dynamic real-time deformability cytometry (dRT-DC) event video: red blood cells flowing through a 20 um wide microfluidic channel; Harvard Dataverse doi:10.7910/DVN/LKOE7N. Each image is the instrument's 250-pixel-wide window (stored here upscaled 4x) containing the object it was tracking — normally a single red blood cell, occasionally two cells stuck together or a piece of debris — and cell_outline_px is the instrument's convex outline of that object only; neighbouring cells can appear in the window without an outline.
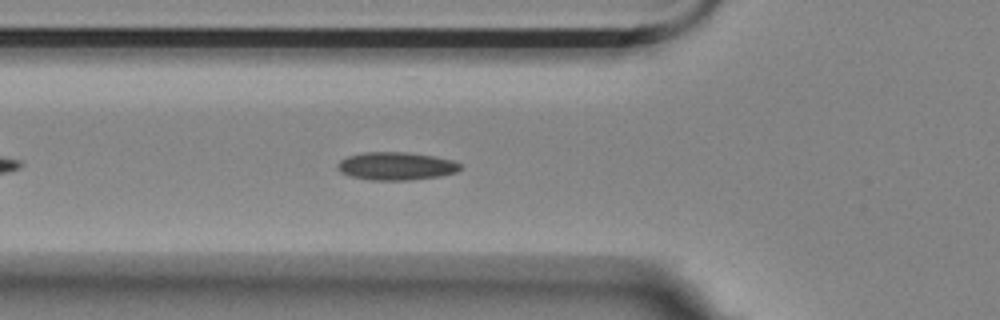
{"species": "Egyptian fruit bat (a non-hibernating species)", "species_latin": "Rousettus aegyptiacus", "temperature_condition": "room temperature", "stored_images_in_passage": 46, "camera_frame_rate_fps": 3000, "um_per_image_px": 0.085, "animal": {"sex": "female"}, "frame": {"image": 1, "passage_image": 8, "time_ms": 2.333, "image_size_px": [1000, 320], "cell_outline_px": [[460, 168], [456, 172], [440, 176], [408, 180], [372, 180], [352, 176], [340, 172], [336, 168], [336, 164], [340, 160], [348, 156], [364, 152], [404, 152], [432, 156], [452, 160], [460, 164]], "centroid_in_image_um": [33.63, 14.11], "position_along_channel_um": 92.2, "area_um2": 19.83}}
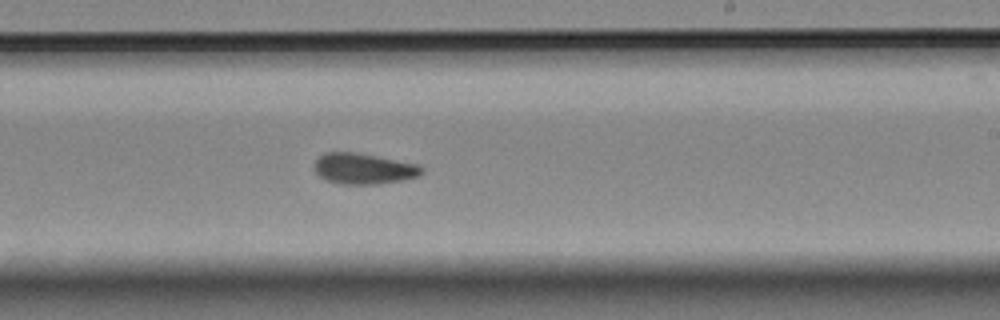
{"frame": {"image": 2, "passage_image": 22, "time_ms": 7.0, "image_size_px": [1000, 320], "cell_outline_px": [[424, 172], [420, 176], [404, 180], [376, 184], [340, 184], [328, 180], [320, 176], [316, 172], [316, 160], [324, 152], [356, 152], [420, 164], [424, 168]], "centroid_in_image_um": [30.99, 14.33], "position_along_channel_um": 258.0, "area_um2": 19.36}}
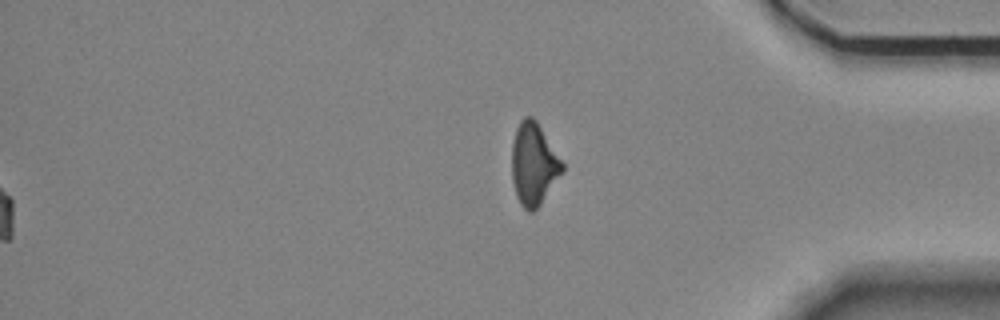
{"frame": {"image": 3, "passage_image": 46, "time_ms": 15.0, "image_size_px": [1000, 320], "cell_outline_px": [[564, 168], [540, 204], [532, 212], [528, 212], [520, 204], [516, 196], [512, 180], [512, 144], [516, 128], [520, 120], [524, 116], [532, 116], [536, 120], [564, 164]], "centroid_in_image_um": [45.33, 13.93], "position_along_channel_um": 389.9, "area_um2": 23.87}, "authors_computed_cell_mechanics": {"area_um2": 18.8428, "velocity_mm_per_s": 3.5463, "shape_relaxation_time_tau1_ms": null, "shape_relaxation_time_tau2_ms": 5.794, "deformation_change_tau1": null, "deformation_change_tau2": 0.1072}}